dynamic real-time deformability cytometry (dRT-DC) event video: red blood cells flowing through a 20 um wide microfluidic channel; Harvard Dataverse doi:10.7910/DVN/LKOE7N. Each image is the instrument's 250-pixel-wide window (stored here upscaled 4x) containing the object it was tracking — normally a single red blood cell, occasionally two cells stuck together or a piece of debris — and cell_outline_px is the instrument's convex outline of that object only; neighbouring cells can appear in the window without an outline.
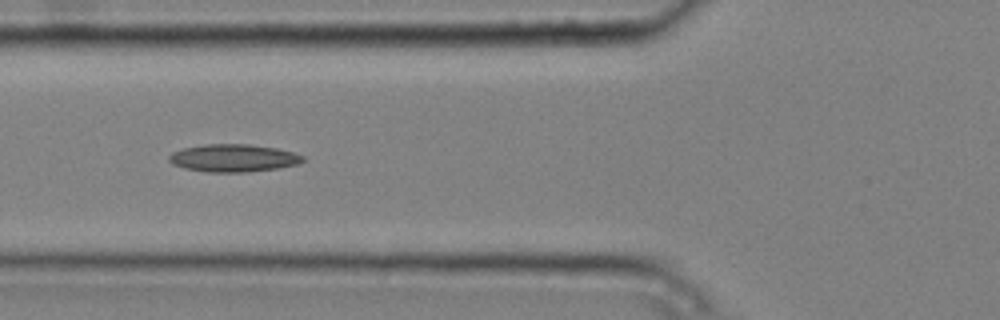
{"species": "common noctule bat (a hibernating species)", "species_latin": "Nyctalus noctula", "temperature_condition": "cold", "stored_images_in_passage": 7, "camera_frame_rate_fps": 3000, "um_per_image_px": 0.085, "animal": {"sex": "male", "body_mass_g": 20.4}, "frame": {"image": 1, "passage_image": 6, "time_ms": 1.667, "image_size_px": [1000, 320], "cell_outline_px": [[304, 160], [296, 164], [280, 168], [248, 172], [204, 172], [184, 168], [172, 164], [168, 160], [168, 156], [172, 152], [180, 148], [204, 144], [248, 144], [276, 148], [292, 152], [304, 156]], "centroid_in_image_um": [19.79, 13.43], "position_along_channel_um": 106.0, "area_um2": 21.73}}
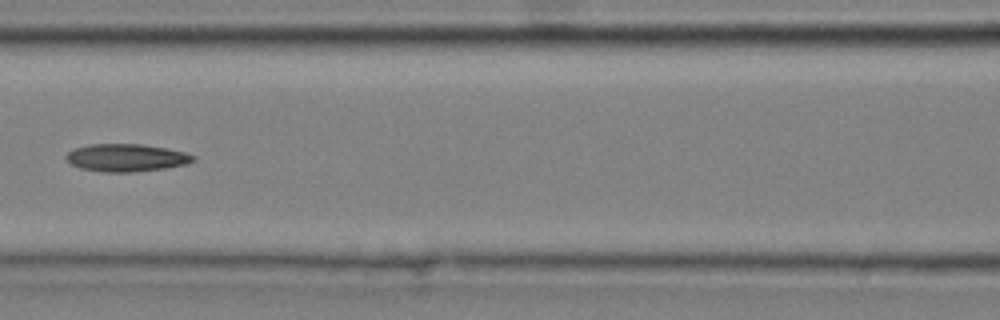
{"frame": {"image": 2, "passage_image": 7, "time_ms": 2.0, "image_size_px": [1000, 320], "cell_outline_px": [[196, 160], [184, 164], [164, 168], [132, 172], [100, 172], [80, 168], [72, 164], [64, 156], [72, 148], [88, 144], [140, 144], [164, 148], [184, 152], [196, 156]], "centroid_in_image_um": [10.69, 13.4], "position_along_channel_um": 155.9, "area_um2": 20.4}}